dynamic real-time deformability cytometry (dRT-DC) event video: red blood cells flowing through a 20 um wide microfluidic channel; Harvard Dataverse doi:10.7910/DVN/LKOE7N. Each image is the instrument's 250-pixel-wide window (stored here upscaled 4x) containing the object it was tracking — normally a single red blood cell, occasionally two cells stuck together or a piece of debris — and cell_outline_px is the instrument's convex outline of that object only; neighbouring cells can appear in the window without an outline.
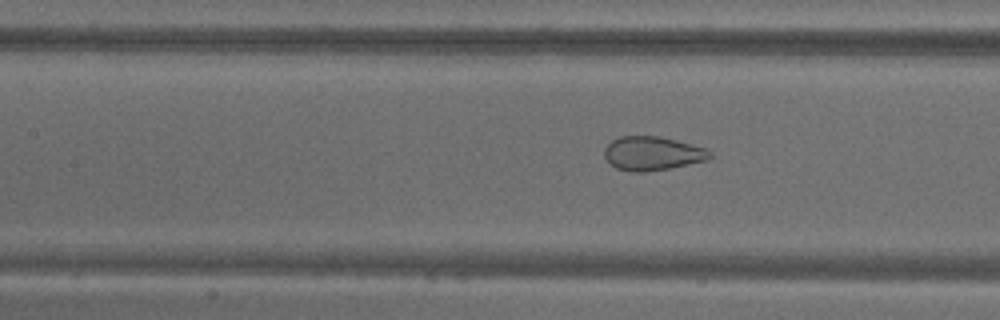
{"species": "common noctule bat (a hibernating species)", "species_latin": "Nyctalus noctula", "temperature_condition": "warm", "stored_images_in_passage": 57, "camera_frame_rate_fps": 3000, "um_per_image_px": 0.085, "animal": {"sex": "male", "body_mass_g": 18.8}, "frame": {"image": 1, "passage_image": 33, "time_ms": 10.667, "image_size_px": [1000, 320], "cell_outline_px": [[712, 156], [708, 160], [668, 168], [644, 172], [632, 172], [616, 168], [604, 156], [604, 148], [612, 140], [620, 136], [660, 136], [708, 148], [712, 152]], "centroid_in_image_um": [55.48, 13.03], "position_along_channel_um": 151.9, "area_um2": 20.87}}
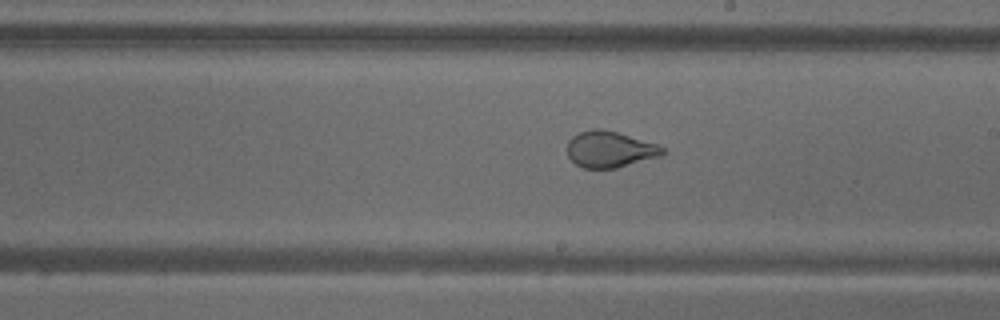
{"frame": {"image": 2, "passage_image": 42, "time_ms": 13.667, "image_size_px": [1000, 320], "cell_outline_px": [[664, 152], [660, 156], [616, 168], [584, 168], [576, 164], [568, 156], [568, 140], [572, 136], [580, 132], [592, 128], [604, 128], [656, 144], [664, 148]], "centroid_in_image_um": [51.8, 12.68], "position_along_channel_um": 237.2, "area_um2": 20.0}}
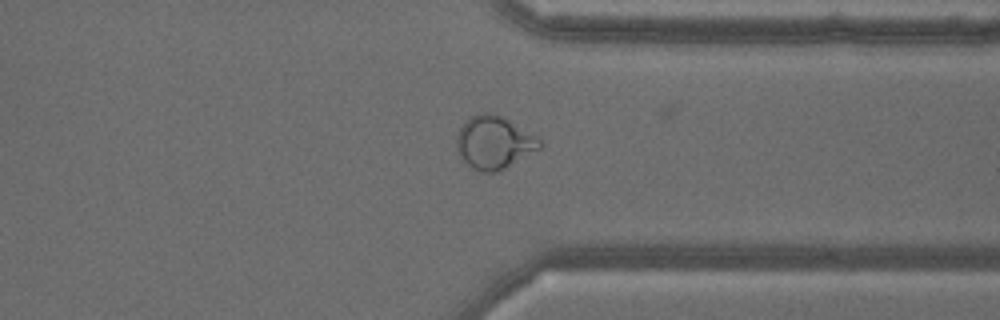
{"frame": {"image": 3, "passage_image": 56, "time_ms": 18.333, "image_size_px": [1000, 320], "cell_outline_px": [[544, 144], [540, 148], [500, 172], [480, 172], [472, 168], [464, 160], [456, 148], [456, 136], [464, 120], [468, 116], [484, 112], [492, 112], [508, 120], [544, 140]], "centroid_in_image_um": [42.0, 12.11], "position_along_channel_um": 369.4, "area_um2": 25.84}}